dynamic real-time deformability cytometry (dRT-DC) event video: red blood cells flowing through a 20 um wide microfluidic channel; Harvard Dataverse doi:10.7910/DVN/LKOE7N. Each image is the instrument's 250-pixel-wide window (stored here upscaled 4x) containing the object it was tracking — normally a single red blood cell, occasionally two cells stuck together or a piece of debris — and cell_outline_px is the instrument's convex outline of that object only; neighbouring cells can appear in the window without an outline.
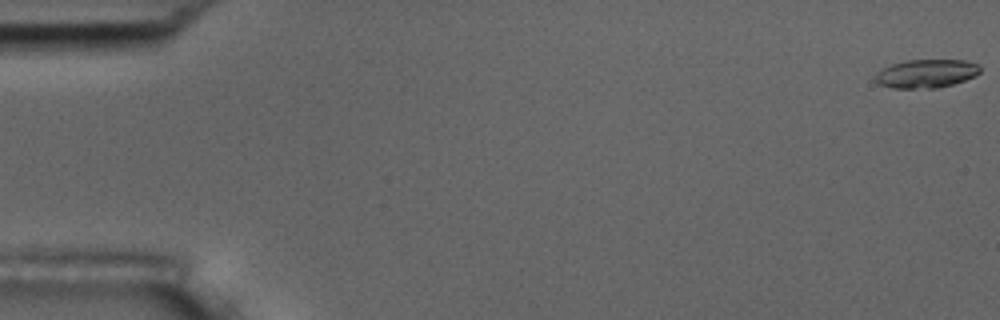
{"species": "common noctule bat (a hibernating species)", "species_latin": "Nyctalus noctula", "temperature_condition": "room temperature", "stored_images_in_passage": 7, "camera_frame_rate_fps": 3000, "um_per_image_px": 0.085, "animal": {"sex": "male", "body_mass_g": 17.5, "forearm_length_mm": 52.3}, "frame": {"image": 1, "passage_image": 1, "time_ms": 0.0, "image_size_px": [1000, 320], "cell_outline_px": [[980, 72], [976, 76], [952, 84], [936, 88], [892, 88], [880, 84], [876, 80], [876, 76], [884, 68], [892, 64], [904, 60], [964, 60], [976, 64], [980, 68]], "centroid_in_image_um": [78.76, 6.25], "position_along_channel_um": 6.2, "area_um2": 17.11}}
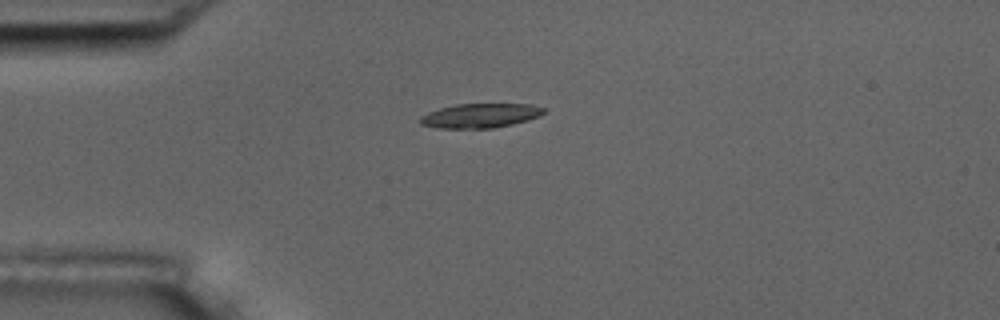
{"frame": {"image": 2, "passage_image": 5, "time_ms": 4.667, "image_size_px": [1000, 320], "cell_outline_px": [[544, 112], [540, 116], [528, 120], [512, 124], [492, 128], [440, 128], [420, 124], [420, 116], [428, 112], [440, 108], [456, 104], [532, 104], [544, 108]], "centroid_in_image_um": [40.82, 9.82], "position_along_channel_um": 44.2, "area_um2": 17.46}}